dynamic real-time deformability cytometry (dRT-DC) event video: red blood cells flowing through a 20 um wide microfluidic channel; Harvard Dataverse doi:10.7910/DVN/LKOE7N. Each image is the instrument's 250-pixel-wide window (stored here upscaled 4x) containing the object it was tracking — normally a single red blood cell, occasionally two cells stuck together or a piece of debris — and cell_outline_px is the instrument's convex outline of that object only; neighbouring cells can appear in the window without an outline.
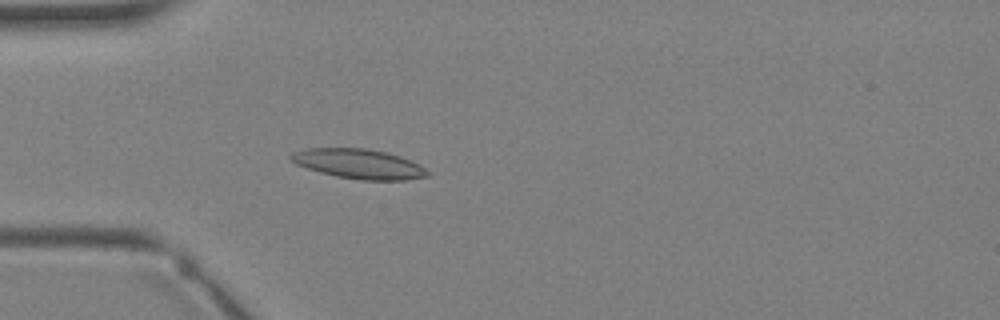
{"species": "Egyptian fruit bat (a non-hibernating species)", "species_latin": "Rousettus aegyptiacus", "temperature_condition": "warm", "stored_images_in_passage": 3, "camera_frame_rate_fps": 3000, "um_per_image_px": 0.085, "animal": {"sex": "female"}, "frame": {"image": 1, "passage_image": 3, "time_ms": 2.333, "image_size_px": [1000, 320], "cell_outline_px": [[432, 172], [428, 176], [404, 180], [360, 180], [336, 176], [320, 172], [296, 164], [288, 160], [288, 156], [292, 152], [304, 148], [364, 148], [384, 152], [400, 156], [420, 164]], "centroid_in_image_um": [30.49, 13.93], "position_along_channel_um": 54.5, "area_um2": 23.81}}